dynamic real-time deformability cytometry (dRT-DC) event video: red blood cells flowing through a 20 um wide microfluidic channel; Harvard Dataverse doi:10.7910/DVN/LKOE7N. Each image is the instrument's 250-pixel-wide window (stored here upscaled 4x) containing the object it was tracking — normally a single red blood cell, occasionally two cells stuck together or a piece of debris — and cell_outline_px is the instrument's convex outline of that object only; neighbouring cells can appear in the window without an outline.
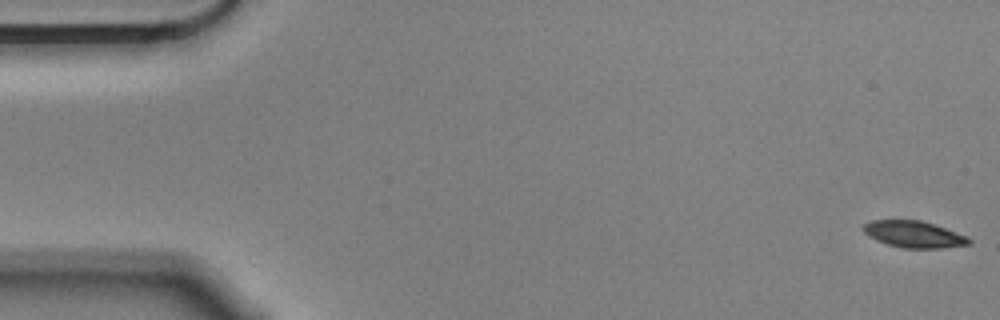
{"species": "Egyptian fruit bat (a non-hibernating species)", "species_latin": "Rousettus aegyptiacus", "temperature_condition": "cold", "stored_images_in_passage": 57, "camera_frame_rate_fps": 3000, "um_per_image_px": 0.085, "animal": {"sex": "male"}, "frame": {"image": 1, "passage_image": 1, "time_ms": 0.0, "image_size_px": [1000, 320], "cell_outline_px": [[972, 244], [940, 248], [904, 248], [888, 244], [876, 240], [868, 236], [860, 228], [864, 224], [872, 220], [920, 220], [968, 236], [972, 240]], "centroid_in_image_um": [77.67, 19.92], "position_along_channel_um": 7.3, "area_um2": 16.36}}
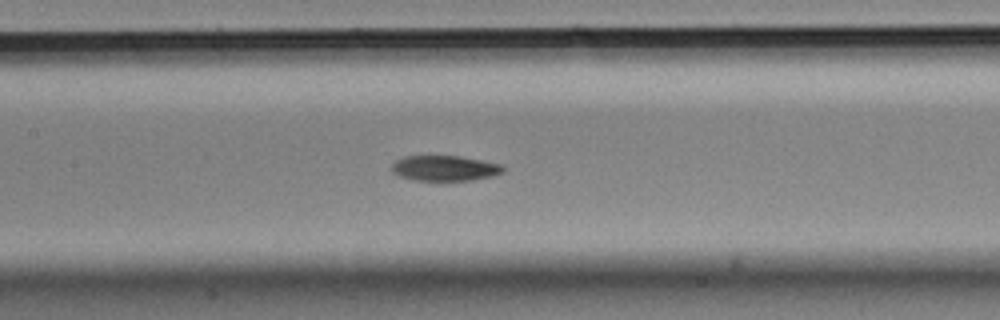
{"frame": {"image": 2, "passage_image": 26, "time_ms": 8.333, "image_size_px": [1000, 320], "cell_outline_px": [[504, 172], [492, 176], [472, 180], [412, 180], [400, 176], [392, 172], [392, 164], [396, 160], [404, 156], [460, 156], [500, 164], [504, 168]], "centroid_in_image_um": [37.79, 14.3], "position_along_channel_um": 169.6, "area_um2": 16.36}}
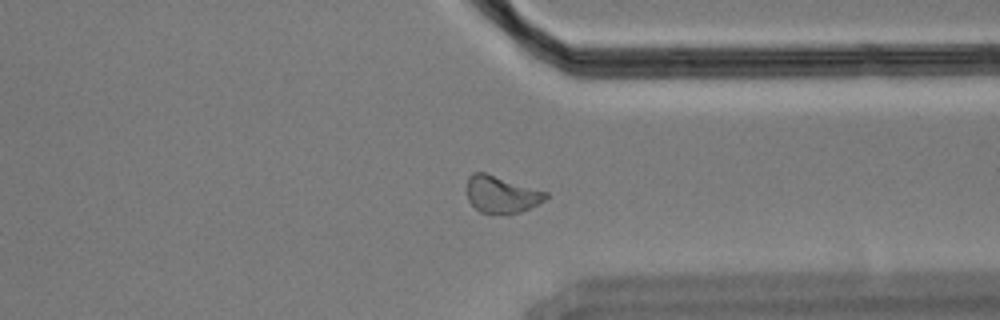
{"frame": {"image": 3, "passage_image": 43, "time_ms": 14.0, "image_size_px": [1000, 320], "cell_outline_px": [[548, 196], [544, 200], [520, 212], [480, 212], [468, 200], [468, 176], [472, 172], [484, 172], [548, 192]], "centroid_in_image_um": [42.61, 16.49], "position_along_channel_um": 368.8, "area_um2": 16.47}, "authors_computed_cell_mechanics": {"area_um2": 17.2822, "velocity_mm_per_s": 3.5401, "shape_relaxation_time_tau1_ms": 3.8207, "shape_relaxation_time_tau2_ms": null, "deformation_change_tau1": 0.1379, "deformation_change_tau2": null}}